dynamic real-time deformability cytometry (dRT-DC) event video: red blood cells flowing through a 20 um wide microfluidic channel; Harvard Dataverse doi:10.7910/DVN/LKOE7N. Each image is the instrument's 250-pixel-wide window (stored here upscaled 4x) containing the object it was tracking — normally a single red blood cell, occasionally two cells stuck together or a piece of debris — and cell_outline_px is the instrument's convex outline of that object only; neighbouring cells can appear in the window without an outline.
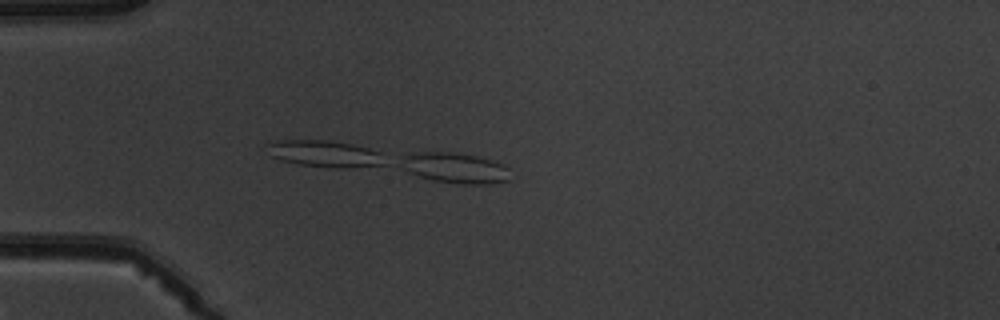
{"species": "common noctule bat (a hibernating species)", "species_latin": "Nyctalus noctula", "temperature_condition": "warm", "stored_images_in_passage": 6, "camera_frame_rate_fps": 3000, "um_per_image_px": 0.085, "animal": {"sex": "male", "body_mass_g": 19.5, "forearm_length_mm": 54.6}, "frame": {"image": 1, "passage_image": 4, "time_ms": 3.333, "image_size_px": [1000, 320], "cell_outline_px": [[508, 180], [488, 184], [460, 184], [432, 180], [420, 176], [396, 164], [404, 156], [416, 152], [452, 152], [476, 156], [492, 160], [504, 164], [508, 168]], "centroid_in_image_um": [38.67, 14.27], "position_along_channel_um": 46.3, "area_um2": 19.31}}
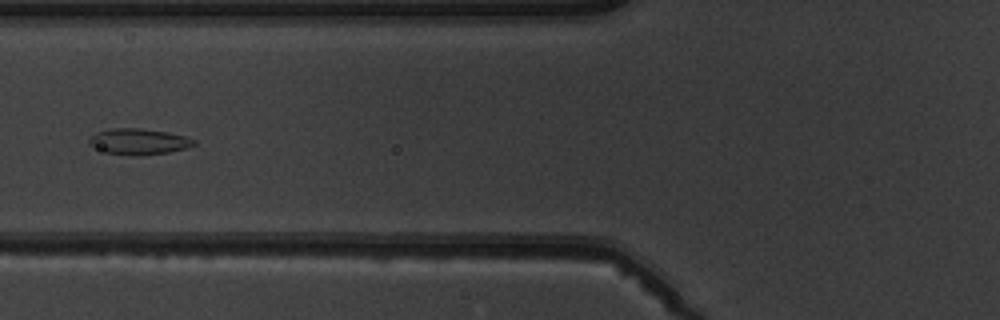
{"frame": {"image": 2, "passage_image": 6, "time_ms": 5.667, "image_size_px": [1000, 320], "cell_outline_px": [[196, 144], [188, 148], [168, 152], [140, 156], [132, 156], [108, 152], [88, 144], [88, 140], [96, 132], [112, 128], [140, 128], [168, 132], [184, 136], [196, 140]], "centroid_in_image_um": [11.82, 12.03], "position_along_channel_um": 114.0, "area_um2": 15.84}}